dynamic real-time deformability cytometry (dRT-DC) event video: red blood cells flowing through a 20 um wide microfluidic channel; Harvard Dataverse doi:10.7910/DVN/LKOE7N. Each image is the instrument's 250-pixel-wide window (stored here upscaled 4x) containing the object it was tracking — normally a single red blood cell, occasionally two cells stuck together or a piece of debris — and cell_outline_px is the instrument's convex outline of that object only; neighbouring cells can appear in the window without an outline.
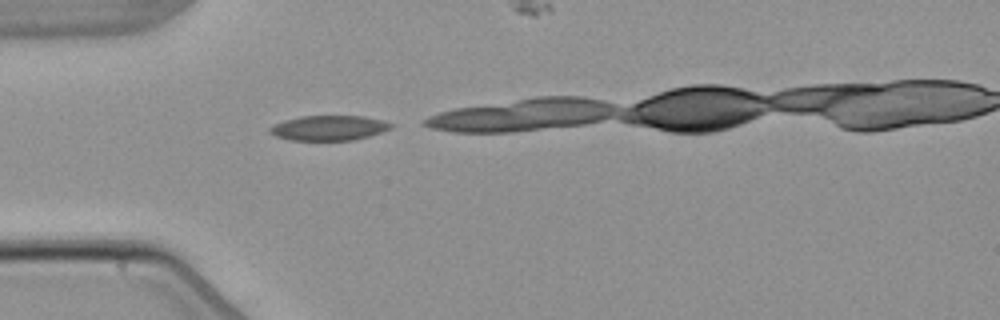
{"species": "common noctule bat (a hibernating species)", "species_latin": "Nyctalus noctula", "temperature_condition": "warm", "stored_images_in_passage": 4, "camera_frame_rate_fps": 3000, "um_per_image_px": 0.085, "animal": {"sex": "male", "body_mass_g": 21.5, "forearm_length_mm": 52.0}, "frame": {"image": 1, "passage_image": 1, "time_ms": 0.0, "image_size_px": [1000, 320], "cell_outline_px": [[392, 128], [356, 140], [288, 140], [276, 136], [268, 132], [268, 128], [272, 124], [284, 120], [300, 116], [364, 116], [380, 120], [392, 124]], "centroid_in_image_um": [27.88, 10.87], "position_along_channel_um": 57.1, "area_um2": 17.63}}